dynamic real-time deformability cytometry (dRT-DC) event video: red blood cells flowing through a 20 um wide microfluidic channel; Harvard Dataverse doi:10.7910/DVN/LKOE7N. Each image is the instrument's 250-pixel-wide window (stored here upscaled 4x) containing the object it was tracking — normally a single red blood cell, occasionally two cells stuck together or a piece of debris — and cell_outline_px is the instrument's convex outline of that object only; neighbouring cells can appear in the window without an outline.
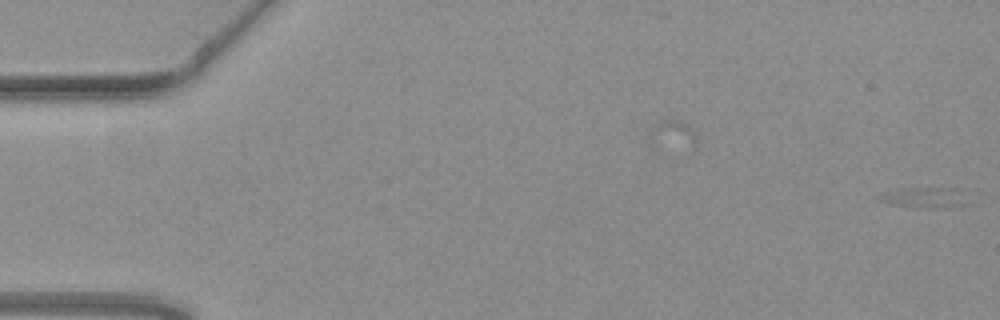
{"species": "common noctule bat (a hibernating species)", "species_latin": "Nyctalus noctula", "temperature_condition": "warm", "stored_images_in_passage": 51, "camera_frame_rate_fps": 3000, "um_per_image_px": 0.085, "animal": {"sex": "female", "body_mass_g": 19.3, "forearm_length_mm": 54.1}, "frame": {"image": 1, "passage_image": 1, "time_ms": 0.0, "image_size_px": [1000, 320], "cell_outline_px": [[972, 204], [944, 208], [924, 208], [892, 204], [880, 200], [876, 196], [880, 192], [896, 188], [956, 188]], "centroid_in_image_um": [78.58, 16.79], "position_along_channel_um": 6.4, "area_um2": 10.87}}
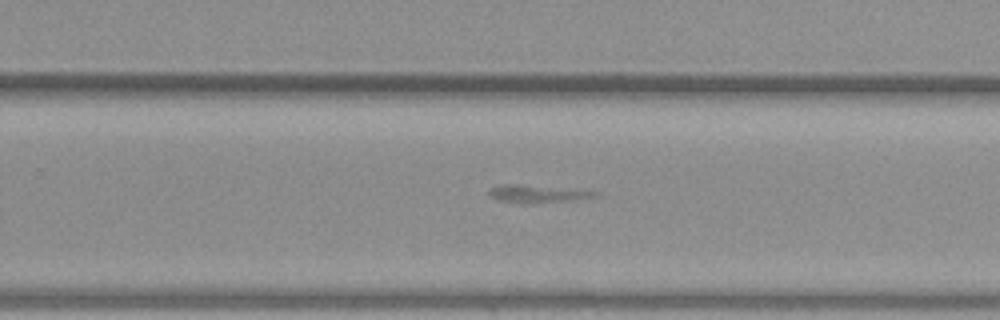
{"frame": {"image": 2, "passage_image": 37, "time_ms": 12.0, "image_size_px": [1000, 320], "cell_outline_px": [[600, 196], [576, 200], [528, 204], [496, 200], [488, 196], [488, 188], [504, 184], [516, 184], [600, 192]], "centroid_in_image_um": [45.63, 16.49], "position_along_channel_um": 284.2, "area_um2": 10.98}}
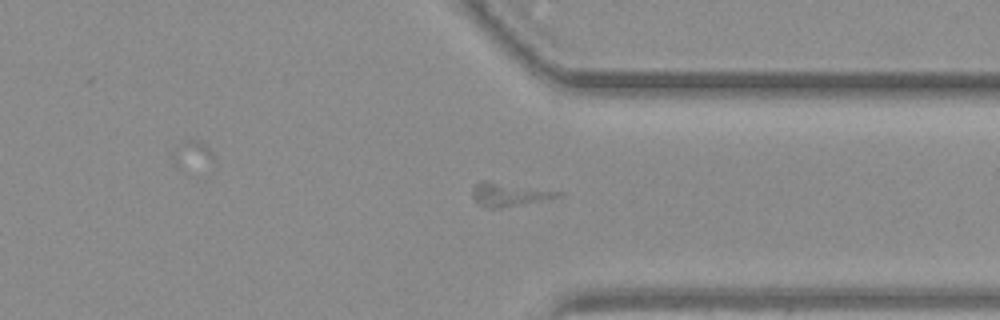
{"frame": {"image": 3, "passage_image": 44, "time_ms": 14.333, "image_size_px": [1000, 320], "cell_outline_px": [[564, 196], [500, 208], [488, 208], [476, 204], [472, 200], [472, 188], [480, 180], [488, 180], [564, 192]], "centroid_in_image_um": [43.23, 16.52], "position_along_channel_um": 368.2, "area_um2": 11.96}}